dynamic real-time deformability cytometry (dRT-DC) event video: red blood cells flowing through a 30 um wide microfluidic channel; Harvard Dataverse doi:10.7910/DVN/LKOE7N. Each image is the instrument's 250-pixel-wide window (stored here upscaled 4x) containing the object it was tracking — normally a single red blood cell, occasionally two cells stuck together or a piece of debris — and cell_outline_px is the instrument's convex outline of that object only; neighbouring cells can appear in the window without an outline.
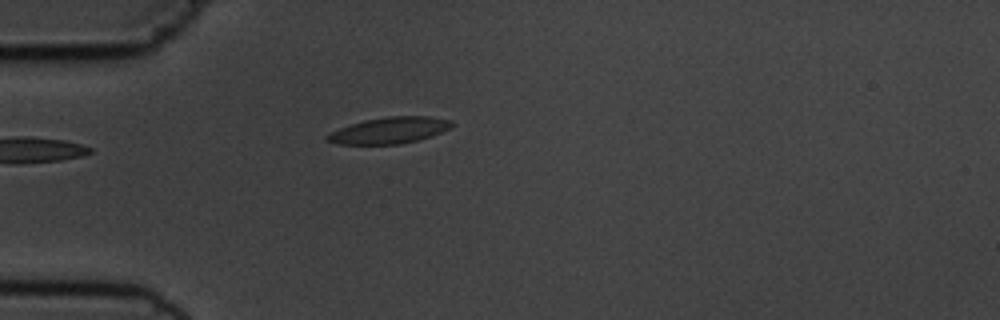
{"species": "common noctule bat (a hibernating species)", "species_latin": "Nyctalus noctula", "temperature_condition": "cold", "stored_images_in_passage": 5, "camera_frame_rate_fps": 3000, "um_per_image_px": 0.085, "animal": {"sex": "male", "body_mass_g": 19.5, "forearm_length_mm": 54.6}, "frame": {"image": 1, "passage_image": 5, "time_ms": 4.667, "image_size_px": [1000, 320], "cell_outline_px": [[452, 124], [448, 128], [440, 132], [416, 140], [400, 144], [340, 144], [328, 140], [324, 136], [340, 128], [364, 120], [388, 116], [428, 116], [452, 120]], "centroid_in_image_um": [33.08, 11.07], "position_along_channel_um": 51.9, "area_um2": 18.67}}